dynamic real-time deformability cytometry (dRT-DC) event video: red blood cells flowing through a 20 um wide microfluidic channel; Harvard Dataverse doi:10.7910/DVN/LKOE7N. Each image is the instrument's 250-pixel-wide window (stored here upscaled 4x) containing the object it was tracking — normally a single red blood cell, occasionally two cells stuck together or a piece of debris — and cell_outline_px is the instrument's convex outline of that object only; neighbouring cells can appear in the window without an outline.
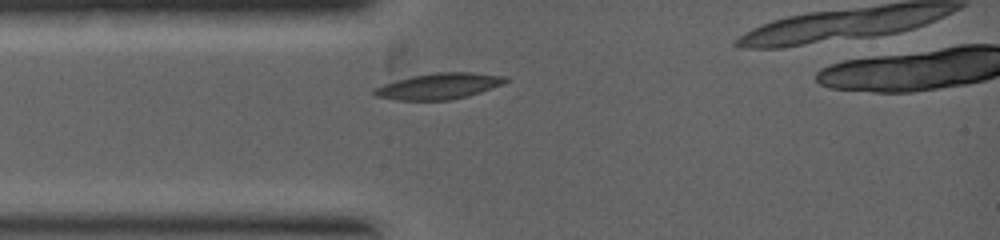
{"species": "common noctule bat (a hibernating species)", "species_latin": "Nyctalus noctula", "temperature_condition": "warm", "stored_images_in_passage": 5, "segment_of_instrument_passage": [1, 2], "camera_frame_rate_fps": 5000, "um_per_image_px": 0.085, "animal": {"sex": "female", "body_mass_g": 19.0, "forearm_length_mm": 53.3}, "frame": {"image": 1, "passage_image": 1, "time_ms": 0.0, "image_size_px": [1000, 240], "cell_outline_px": [[512, 80], [504, 84], [468, 96], [448, 100], [396, 100], [376, 96], [372, 92], [372, 88], [396, 80], [412, 76], [436, 72], [472, 72], [508, 76]], "centroid_in_image_um": [37.35, 7.31], "position_along_channel_um": 47.6, "area_um2": 20.11}}
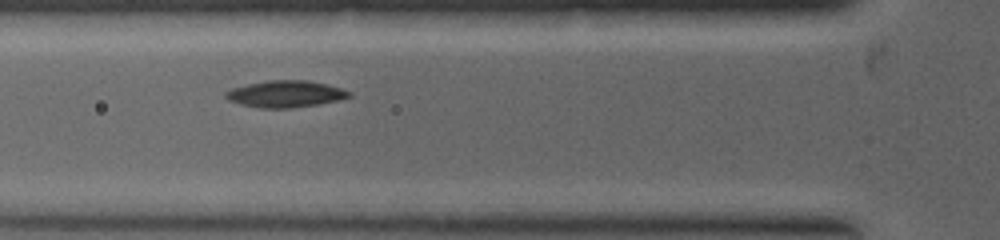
{"frame": {"image": 2, "passage_image": 3, "time_ms": 0.8, "image_size_px": [1000, 240], "cell_outline_px": [[352, 96], [340, 100], [292, 108], [260, 108], [240, 104], [228, 100], [224, 96], [224, 92], [232, 88], [248, 84], [268, 80], [308, 80], [328, 84], [352, 92]], "centroid_in_image_um": [24.27, 7.98], "position_along_channel_um": 101.5, "area_um2": 19.31}}